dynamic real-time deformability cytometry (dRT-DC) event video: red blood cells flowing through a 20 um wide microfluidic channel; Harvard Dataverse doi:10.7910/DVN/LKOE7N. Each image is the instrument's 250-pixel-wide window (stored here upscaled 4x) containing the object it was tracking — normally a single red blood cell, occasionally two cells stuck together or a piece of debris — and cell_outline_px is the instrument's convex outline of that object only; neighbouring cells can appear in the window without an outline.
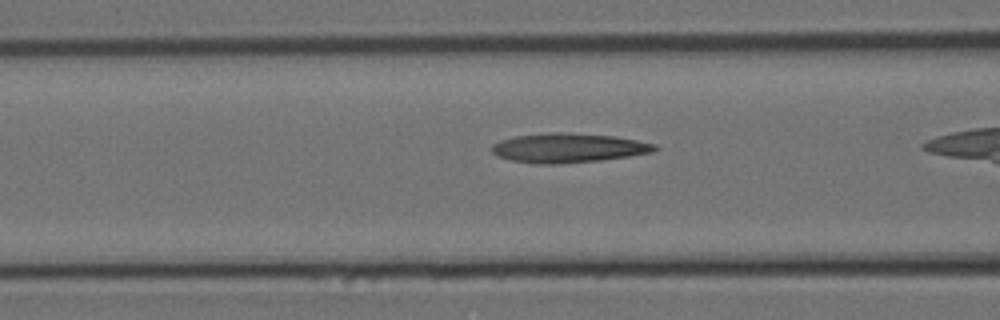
{"species": "Egyptian fruit bat (a non-hibernating species)", "species_latin": "Rousettus aegyptiacus", "temperature_condition": "cold", "stored_images_in_passage": 29, "camera_frame_rate_fps": 3000, "um_per_image_px": 0.085, "animal": {"sex": "female"}, "frame": {"image": 1, "passage_image": 6, "time_ms": 1.667, "image_size_px": [1000, 320], "cell_outline_px": [[660, 148], [652, 152], [628, 156], [600, 160], [556, 164], [536, 164], [512, 160], [496, 156], [488, 148], [492, 144], [500, 140], [512, 136], [548, 132], [560, 132], [612, 136], [636, 140], [656, 144]], "centroid_in_image_um": [48.24, 12.57], "position_along_channel_um": 118.4, "area_um2": 27.98}}
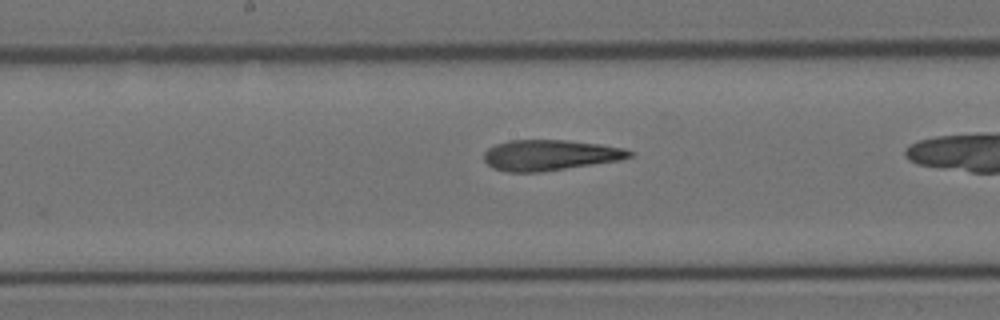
{"frame": {"image": 2, "passage_image": 13, "time_ms": 4.0, "image_size_px": [1000, 320], "cell_outline_px": [[632, 156], [620, 160], [540, 172], [508, 172], [492, 168], [484, 160], [484, 152], [488, 148], [496, 144], [508, 140], [564, 140], [600, 144], [624, 148], [632, 152]], "centroid_in_image_um": [46.71, 13.18], "position_along_channel_um": 201.5, "area_um2": 25.89}}